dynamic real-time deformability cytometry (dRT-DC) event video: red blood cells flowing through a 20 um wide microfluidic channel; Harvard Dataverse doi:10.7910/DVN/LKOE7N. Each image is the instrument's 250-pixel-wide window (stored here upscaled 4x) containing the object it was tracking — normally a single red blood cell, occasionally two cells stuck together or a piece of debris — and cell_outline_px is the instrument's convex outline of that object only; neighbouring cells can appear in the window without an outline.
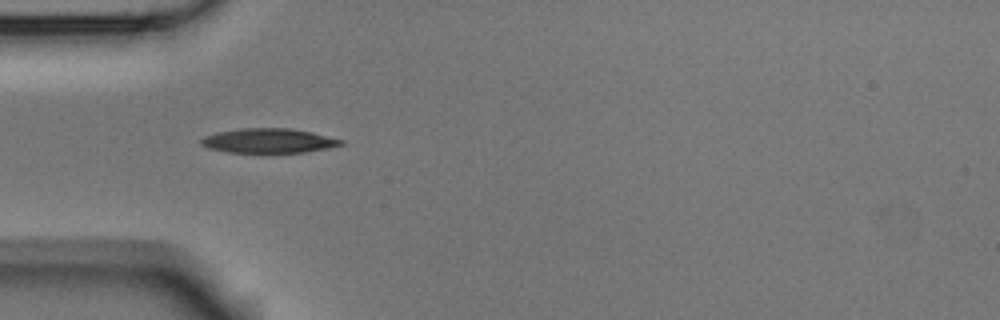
{"species": "Egyptian fruit bat (a non-hibernating species)", "species_latin": "Rousettus aegyptiacus", "temperature_condition": "room temperature", "stored_images_in_passage": 2, "camera_frame_rate_fps": 3000, "um_per_image_px": 0.085, "animal": {"sex": "male"}, "frame": {"image": 1, "passage_image": 1, "time_ms": 0.0, "image_size_px": [1000, 320], "cell_outline_px": [[344, 144], [328, 148], [304, 152], [228, 152], [208, 148], [200, 144], [200, 140], [204, 136], [216, 132], [240, 128], [288, 128], [312, 132], [344, 140]], "centroid_in_image_um": [22.82, 11.95], "position_along_channel_um": 62.2, "area_um2": 19.94}}
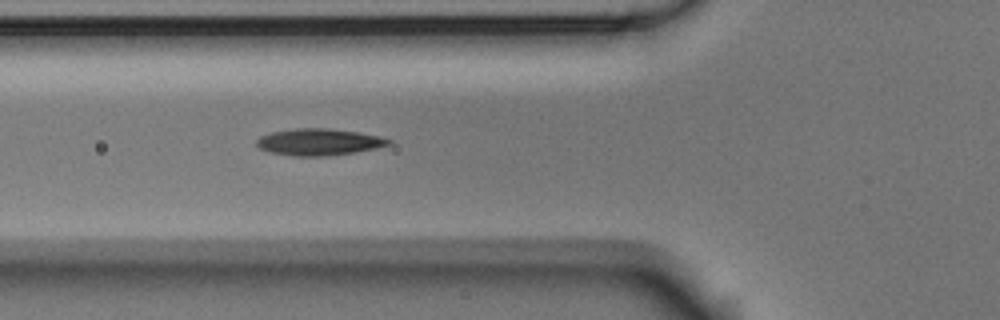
{"frame": {"image": 2, "passage_image": 2, "time_ms": 0.333, "image_size_px": [1000, 320], "cell_outline_px": [[392, 144], [376, 148], [356, 152], [328, 156], [292, 156], [272, 152], [260, 148], [256, 144], [256, 140], [260, 136], [272, 132], [296, 128], [328, 128], [360, 132], [380, 136], [392, 140]], "centroid_in_image_um": [27.15, 12.07], "position_along_channel_um": 98.7, "area_um2": 20.63}}